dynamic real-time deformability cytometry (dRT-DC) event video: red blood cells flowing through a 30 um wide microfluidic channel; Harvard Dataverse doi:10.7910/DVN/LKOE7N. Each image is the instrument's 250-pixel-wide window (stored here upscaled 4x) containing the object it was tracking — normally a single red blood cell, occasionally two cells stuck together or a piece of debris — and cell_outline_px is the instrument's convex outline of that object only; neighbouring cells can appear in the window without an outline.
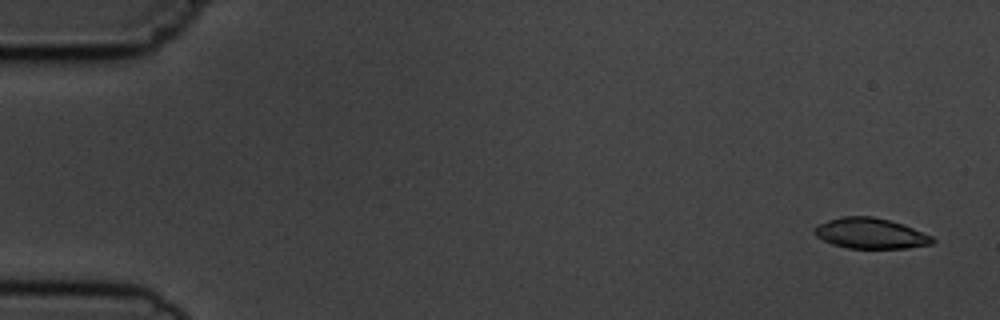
{"species": "common noctule bat (a hibernating species)", "species_latin": "Nyctalus noctula", "temperature_condition": "cold", "stored_images_in_passage": 5, "camera_frame_rate_fps": 3000, "um_per_image_px": 0.085, "animal": {"sex": "male", "body_mass_g": 19.5, "forearm_length_mm": 54.6}, "frame": {"image": 1, "passage_image": 1, "time_ms": 0.0, "image_size_px": [1000, 320], "cell_outline_px": [[936, 240], [932, 244], [908, 248], [848, 248], [832, 244], [816, 236], [812, 228], [816, 224], [828, 220], [844, 216], [872, 216], [904, 224], [932, 236]], "centroid_in_image_um": [73.98, 19.83], "position_along_channel_um": 11.0, "area_um2": 21.1}}
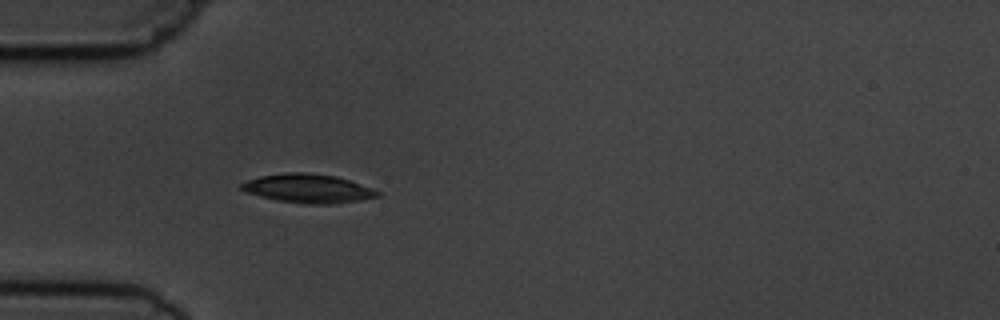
{"frame": {"image": 2, "passage_image": 5, "time_ms": 4.667, "image_size_px": [1000, 320], "cell_outline_px": [[380, 196], [360, 200], [332, 204], [300, 204], [276, 200], [244, 192], [240, 188], [240, 184], [248, 180], [260, 176], [288, 172], [304, 172], [336, 176], [372, 188], [380, 192]], "centroid_in_image_um": [26.16, 16.03], "position_along_channel_um": 58.8, "area_um2": 22.89}}